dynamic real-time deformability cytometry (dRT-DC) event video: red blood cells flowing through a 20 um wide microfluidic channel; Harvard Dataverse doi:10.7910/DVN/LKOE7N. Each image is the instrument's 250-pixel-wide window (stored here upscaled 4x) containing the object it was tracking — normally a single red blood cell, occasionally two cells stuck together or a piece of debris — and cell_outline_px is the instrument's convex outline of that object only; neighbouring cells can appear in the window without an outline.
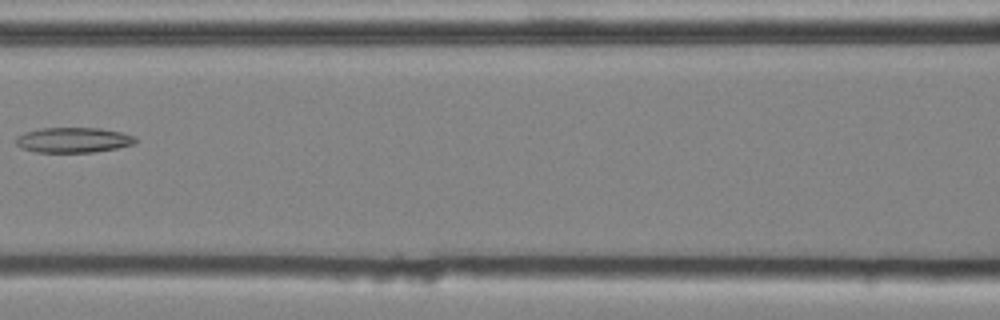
{"species": "common noctule bat (a hibernating species)", "species_latin": "Nyctalus noctula", "temperature_condition": "cold", "stored_images_in_passage": 8, "camera_frame_rate_fps": 3000, "um_per_image_px": 0.085, "animal": {"sex": "male", "body_mass_g": 20.4}, "frame": {"image": 1, "passage_image": 7, "time_ms": 2.0, "image_size_px": [1000, 320], "cell_outline_px": [[136, 140], [132, 144], [116, 148], [92, 152], [36, 152], [20, 148], [16, 144], [16, 136], [24, 132], [40, 128], [100, 128], [120, 132], [136, 136]], "centroid_in_image_um": [6.18, 11.89], "position_along_channel_um": 160.4, "area_um2": 17.51}}
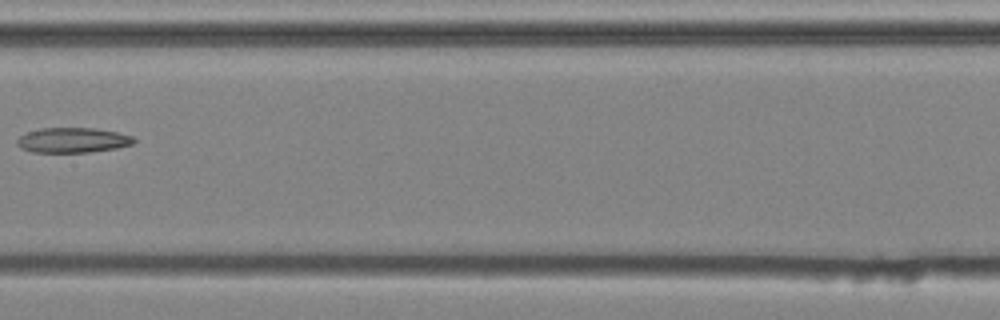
{"frame": {"image": 2, "passage_image": 8, "time_ms": 2.333, "image_size_px": [1000, 320], "cell_outline_px": [[136, 140], [132, 144], [116, 148], [92, 152], [32, 152], [20, 148], [16, 144], [16, 140], [20, 136], [28, 132], [40, 128], [96, 128], [116, 132], [132, 136]], "centroid_in_image_um": [6.16, 11.91], "position_along_channel_um": 201.2, "area_um2": 17.05}}